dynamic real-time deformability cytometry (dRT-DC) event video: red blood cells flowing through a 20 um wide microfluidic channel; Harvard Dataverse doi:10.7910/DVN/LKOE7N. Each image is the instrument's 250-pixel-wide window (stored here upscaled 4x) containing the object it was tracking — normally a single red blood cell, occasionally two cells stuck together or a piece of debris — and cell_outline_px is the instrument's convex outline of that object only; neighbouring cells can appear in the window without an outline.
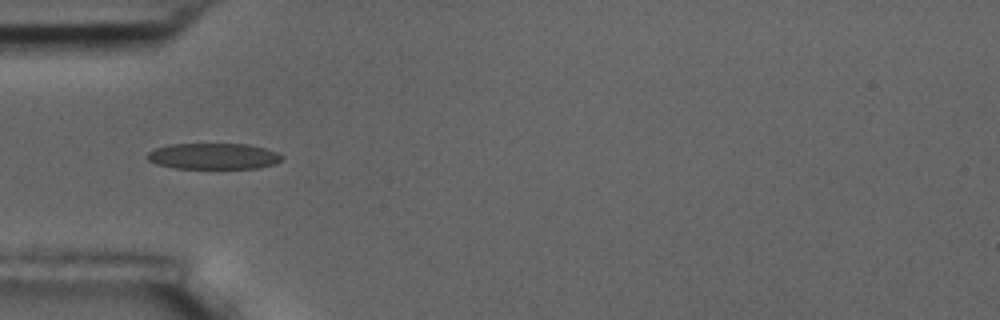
{"species": "common noctule bat (a hibernating species)", "species_latin": "Nyctalus noctula", "temperature_condition": "room temperature", "stored_images_in_passage": 15, "camera_frame_rate_fps": 3000, "um_per_image_px": 0.085, "animal": {"sex": "male", "body_mass_g": 17.5, "forearm_length_mm": 52.3}, "frame": {"image": 1, "passage_image": 5, "time_ms": 5.667, "image_size_px": [1000, 320], "cell_outline_px": [[284, 156], [276, 164], [260, 168], [176, 168], [156, 164], [148, 160], [148, 152], [156, 148], [168, 144], [248, 144], [264, 148], [276, 152]], "centroid_in_image_um": [18.16, 13.28], "position_along_channel_um": 66.8, "area_um2": 20.4}}
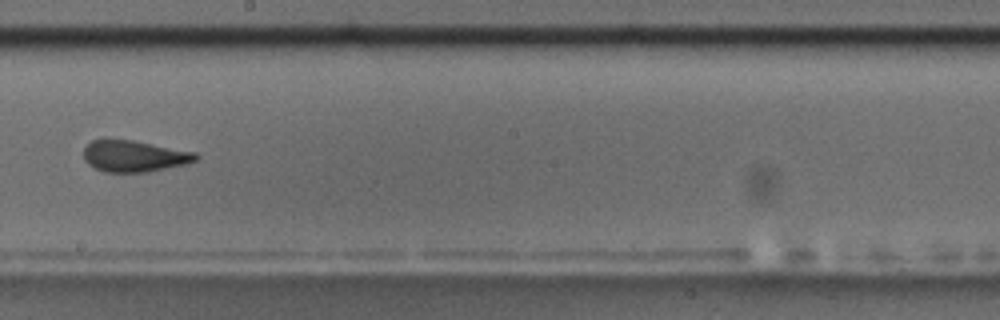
{"frame": {"image": 2, "passage_image": 9, "time_ms": 10.333, "image_size_px": [1000, 320], "cell_outline_px": [[200, 156], [196, 160], [188, 164], [148, 172], [104, 172], [88, 164], [84, 160], [84, 148], [92, 140], [132, 140], [196, 152]], "centroid_in_image_um": [11.44, 13.28], "position_along_channel_um": 236.8, "area_um2": 20.52}, "authors_computed_cell_mechanics": {"area_um2": 20.6924, "velocity_mm_per_s": 3.6579, "shape_relaxation_time_tau1_ms": 4.4463, "shape_relaxation_time_tau2_ms": 0.7177, "deformation_change_tau1": 0.1324, "deformation_change_tau2": 0.0608}}